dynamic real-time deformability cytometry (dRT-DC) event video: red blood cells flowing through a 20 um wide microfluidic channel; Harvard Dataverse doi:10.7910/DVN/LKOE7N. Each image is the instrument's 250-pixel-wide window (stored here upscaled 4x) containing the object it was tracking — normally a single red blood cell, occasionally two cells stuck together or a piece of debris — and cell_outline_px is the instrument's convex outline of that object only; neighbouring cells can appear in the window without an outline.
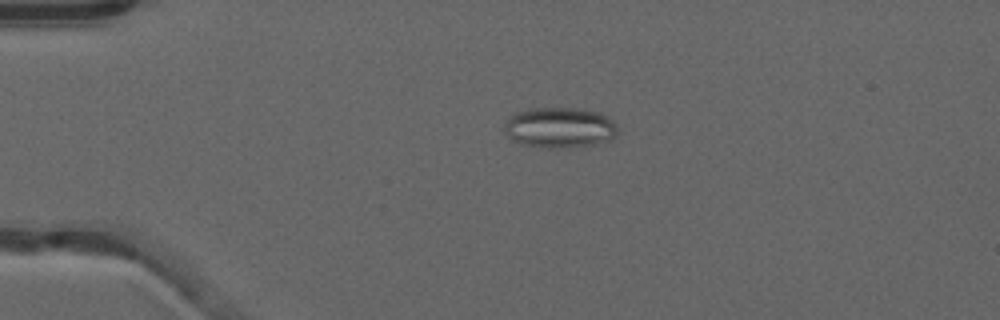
{"species": "common noctule bat (a hibernating species)", "species_latin": "Nyctalus noctula", "temperature_condition": "warm", "stored_images_in_passage": 52, "camera_frame_rate_fps": 3000, "um_per_image_px": 0.085, "animal": {"sex": "male", "forearm_length_mm": 52.5}, "frame": {"image": 1, "passage_image": 12, "time_ms": 3.667, "image_size_px": [1000, 320], "cell_outline_px": [[616, 136], [608, 140], [592, 144], [568, 148], [544, 148], [520, 144], [512, 140], [504, 132], [504, 124], [516, 112], [528, 108], [580, 108], [600, 112], [612, 120], [616, 124]], "centroid_in_image_um": [47.55, 10.84], "position_along_channel_um": 37.5, "area_um2": 26.93}}
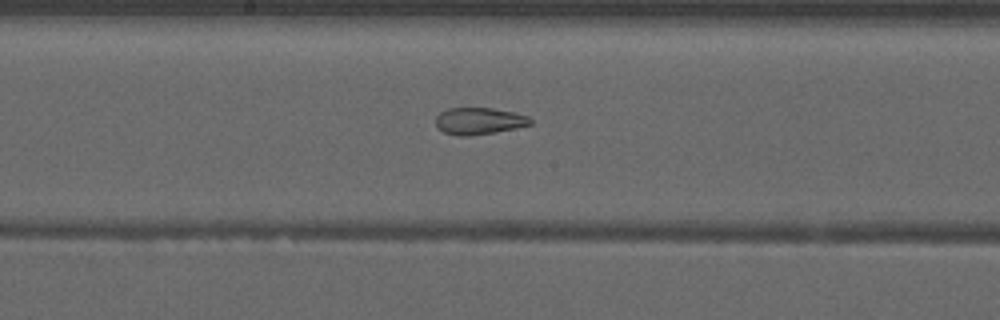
{"frame": {"image": 2, "passage_image": 28, "time_ms": 9.0, "image_size_px": [1000, 320], "cell_outline_px": [[532, 124], [496, 132], [468, 136], [456, 136], [444, 132], [436, 128], [436, 116], [440, 112], [448, 108], [492, 108], [512, 112], [528, 116], [532, 120]], "centroid_in_image_um": [40.68, 10.29], "position_along_channel_um": 207.5, "area_um2": 14.85}}
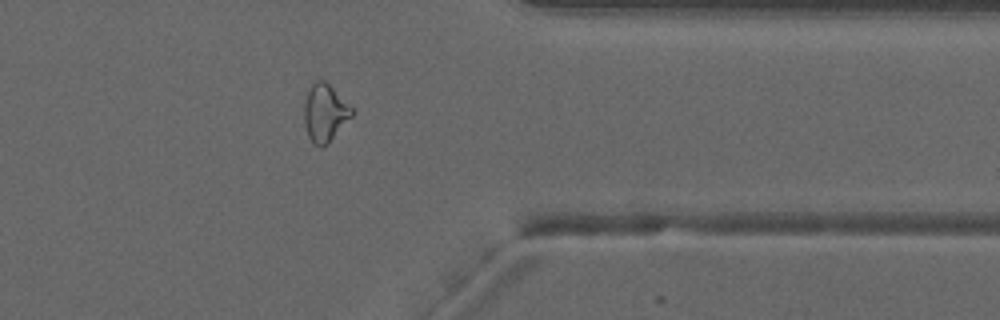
{"frame": {"image": 3, "passage_image": 42, "time_ms": 13.667, "image_size_px": [1000, 320], "cell_outline_px": [[356, 112], [328, 144], [320, 148], [312, 144], [308, 136], [304, 120], [304, 104], [308, 88], [312, 80], [324, 80]], "centroid_in_image_um": [27.6, 9.61], "position_along_channel_um": 383.8, "area_um2": 16.18}, "authors_computed_cell_mechanics": {"area_um2": 18.6694, "velocity_mm_per_s": 3.9769, "shape_relaxation_time_tau1_ms": null, "shape_relaxation_time_tau2_ms": 1.5928, "deformation_change_tau1": null, "deformation_change_tau2": 0.0857}}